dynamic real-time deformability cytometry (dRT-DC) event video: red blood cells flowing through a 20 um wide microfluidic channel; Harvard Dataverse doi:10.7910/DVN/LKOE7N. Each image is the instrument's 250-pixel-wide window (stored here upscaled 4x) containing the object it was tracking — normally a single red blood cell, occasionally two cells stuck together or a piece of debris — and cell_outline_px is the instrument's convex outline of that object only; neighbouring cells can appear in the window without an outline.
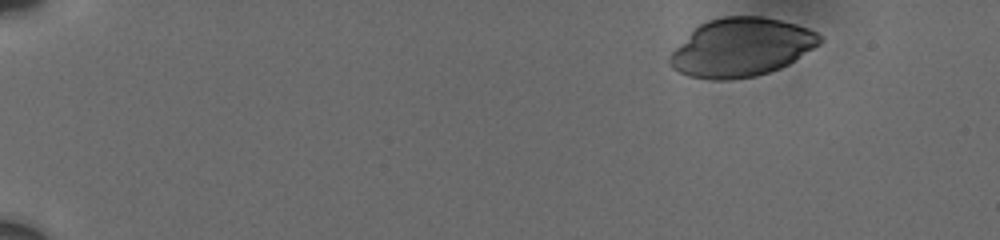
{"species": "human", "species_latin": "Homo sapiens", "temperature_condition": "cold", "stored_images_in_passage": 5, "camera_frame_rate_fps": 3000, "um_per_image_px": 0.085, "donor": {"sex": "male"}, "frame": {"image": 1, "passage_image": 1, "time_ms": 0.0, "image_size_px": [1000, 240], "cell_outline_px": [[824, 40], [820, 44], [788, 64], [780, 68], [756, 76], [728, 80], [712, 80], [688, 76], [672, 68], [668, 64], [668, 56], [700, 24], [708, 20], [724, 16], [760, 16], [780, 20], [796, 24], [808, 28], [824, 36]], "centroid_in_image_um": [63.03, 4.03], "position_along_channel_um": 22.0, "area_um2": 50.92}}